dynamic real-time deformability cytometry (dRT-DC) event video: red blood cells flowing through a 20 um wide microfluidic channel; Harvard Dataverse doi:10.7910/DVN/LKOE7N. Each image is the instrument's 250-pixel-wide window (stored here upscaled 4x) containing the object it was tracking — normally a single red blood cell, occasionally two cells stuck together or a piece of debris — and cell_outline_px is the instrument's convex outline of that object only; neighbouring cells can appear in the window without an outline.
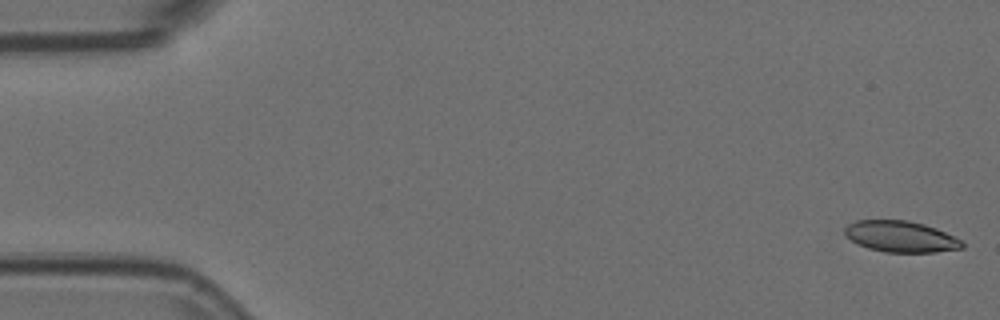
{"species": "Egyptian fruit bat (a non-hibernating species)", "species_latin": "Rousettus aegyptiacus", "temperature_condition": "room temperature", "stored_images_in_passage": 11, "camera_frame_rate_fps": 3000, "um_per_image_px": 0.085, "animal": {"sex": "female"}, "frame": {"image": 1, "passage_image": 1, "time_ms": 0.0, "image_size_px": [1000, 320], "cell_outline_px": [[964, 248], [936, 252], [884, 252], [868, 248], [852, 240], [844, 232], [844, 228], [848, 224], [856, 220], [908, 220], [924, 224], [936, 228], [964, 240]], "centroid_in_image_um": [76.62, 20.1], "position_along_channel_um": 8.4, "area_um2": 21.39}}